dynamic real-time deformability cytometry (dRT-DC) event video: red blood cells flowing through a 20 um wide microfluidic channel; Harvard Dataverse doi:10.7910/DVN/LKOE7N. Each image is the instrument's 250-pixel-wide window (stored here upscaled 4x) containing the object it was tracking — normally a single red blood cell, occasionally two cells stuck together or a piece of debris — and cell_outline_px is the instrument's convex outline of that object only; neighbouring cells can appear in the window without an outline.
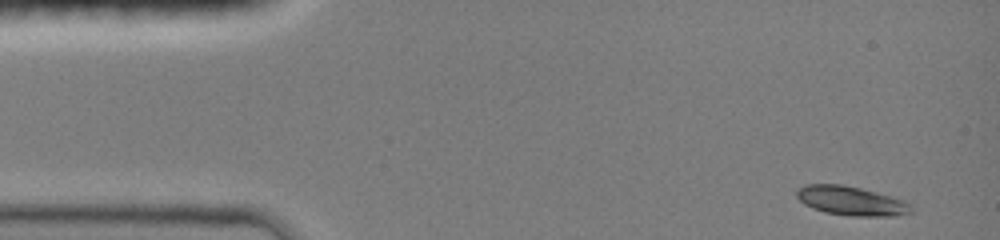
{"species": "common noctule bat (a hibernating species)", "species_latin": "Nyctalus noctula", "temperature_condition": "room temperature", "stored_images_in_passage": 43, "camera_frame_rate_fps": 3000, "um_per_image_px": 0.085, "animal": {"sex": "female", "body_mass_g": 19.0, "forearm_length_mm": 51.5}, "frame": {"image": 1, "passage_image": 1, "time_ms": 0.0, "image_size_px": [1000, 240], "cell_outline_px": [[912, 212], [896, 216], [852, 216], [824, 212], [812, 208], [804, 204], [796, 196], [796, 192], [804, 184], [840, 184], [860, 188], [908, 200], [912, 208]], "centroid_in_image_um": [72.38, 17.07], "position_along_channel_um": 12.6, "area_um2": 19.59}}
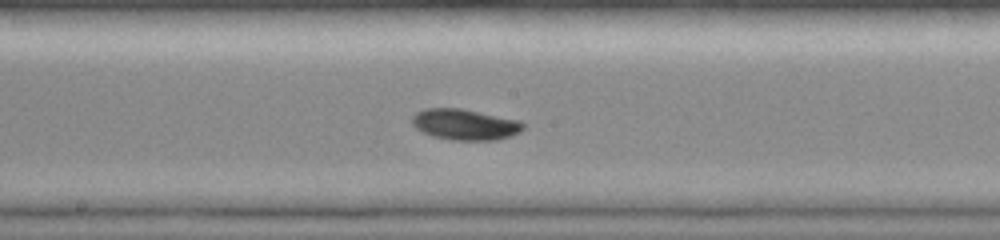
{"frame": {"image": 2, "passage_image": 23, "time_ms": 7.333, "image_size_px": [1000, 240], "cell_outline_px": [[524, 128], [520, 132], [496, 140], [452, 140], [432, 136], [416, 128], [412, 124], [412, 116], [416, 112], [424, 108], [460, 108], [520, 120], [524, 124]], "centroid_in_image_um": [39.51, 10.57], "position_along_channel_um": 208.7, "area_um2": 20.0}}
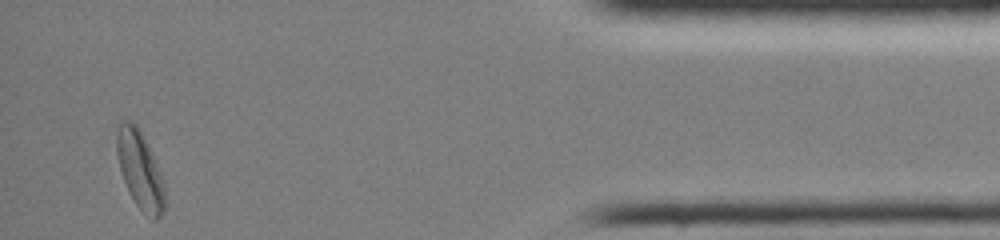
{"frame": {"image": 3, "passage_image": 43, "time_ms": 14.0, "image_size_px": [1000, 240], "cell_outline_px": [[164, 212], [156, 220], [152, 220], [136, 204], [120, 172], [116, 152], [116, 136], [120, 124], [124, 120], [132, 120], [136, 124], [156, 164], [164, 184]], "centroid_in_image_um": [11.88, 14.46], "position_along_channel_um": 423.3, "area_um2": 21.15}, "authors_computed_cell_mechanics": {"area_um2": 19.1318, "velocity_mm_per_s": 4.0106, "shape_relaxation_time_tau1_ms": 2.6939, "shape_relaxation_time_tau2_ms": null, "deformation_change_tau1": 0.1218, "deformation_change_tau2": null}}